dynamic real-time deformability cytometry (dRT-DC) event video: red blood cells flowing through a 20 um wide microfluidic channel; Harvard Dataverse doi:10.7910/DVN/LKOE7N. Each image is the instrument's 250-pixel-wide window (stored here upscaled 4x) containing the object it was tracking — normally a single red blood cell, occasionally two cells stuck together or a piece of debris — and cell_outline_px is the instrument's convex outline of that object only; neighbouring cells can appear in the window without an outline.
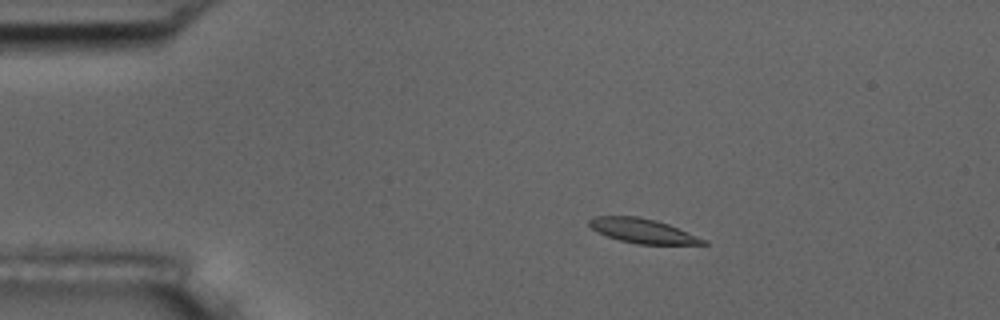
{"species": "common noctule bat (a hibernating species)", "species_latin": "Nyctalus noctula", "temperature_condition": "room temperature", "stored_images_in_passage": 6, "camera_frame_rate_fps": 3000, "um_per_image_px": 0.085, "animal": {"sex": "male", "body_mass_g": 17.5, "forearm_length_mm": 52.3}, "frame": {"image": 1, "passage_image": 3, "time_ms": 2.333, "image_size_px": [1000, 320], "cell_outline_px": [[708, 244], [636, 244], [620, 240], [596, 232], [588, 224], [588, 220], [596, 216], [636, 216], [656, 220], [668, 224], [708, 240]], "centroid_in_image_um": [54.63, 19.62], "position_along_channel_um": 30.4, "area_um2": 16.18}}
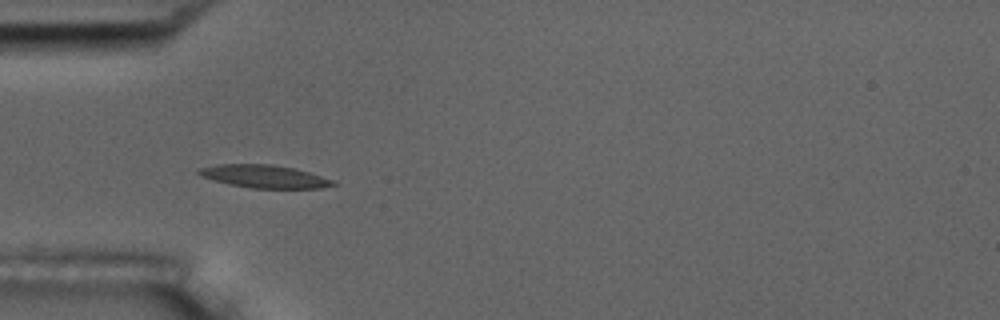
{"frame": {"image": 2, "passage_image": 5, "time_ms": 4.667, "image_size_px": [1000, 320], "cell_outline_px": [[336, 184], [320, 188], [252, 188], [228, 184], [200, 176], [196, 172], [200, 168], [216, 164], [272, 164], [292, 168], [308, 172], [336, 180]], "centroid_in_image_um": [22.45, 14.99], "position_along_channel_um": 62.5, "area_um2": 17.86}}